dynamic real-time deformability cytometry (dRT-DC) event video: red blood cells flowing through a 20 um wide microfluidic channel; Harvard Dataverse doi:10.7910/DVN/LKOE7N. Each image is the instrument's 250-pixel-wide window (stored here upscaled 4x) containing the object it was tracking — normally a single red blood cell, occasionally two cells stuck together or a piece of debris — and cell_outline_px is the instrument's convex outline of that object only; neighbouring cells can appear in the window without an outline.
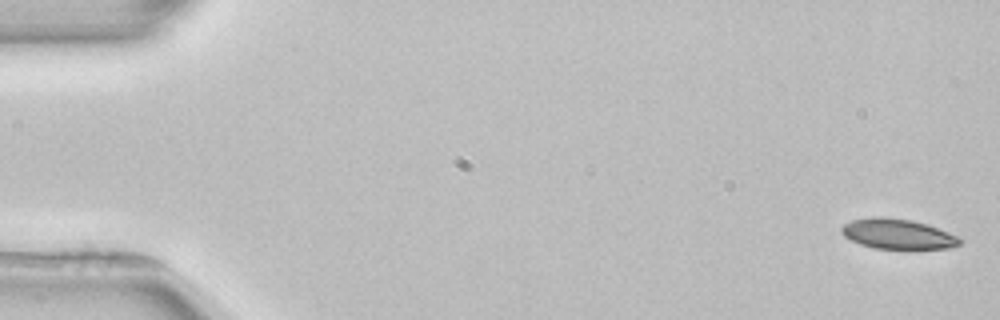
{"species": "common noctule bat (a hibernating species)", "species_latin": "Nyctalus noctula", "temperature_condition": "room temperature", "stored_images_in_passage": 52, "camera_frame_rate_fps": 3000, "um_per_image_px": 0.085, "animal": {"sex": "female", "body_mass_g": 22.7, "forearm_length_mm": 54.2}, "frame": {"image": 1, "passage_image": 1, "time_ms": 0.0, "image_size_px": [1000, 320], "cell_outline_px": [[964, 240], [960, 244], [952, 248], [872, 248], [860, 244], [844, 236], [840, 232], [840, 228], [844, 224], [852, 220], [872, 216], [880, 216], [912, 220], [928, 224], [948, 232]], "centroid_in_image_um": [76.29, 19.87], "position_along_channel_um": 8.7, "area_um2": 20.75}}
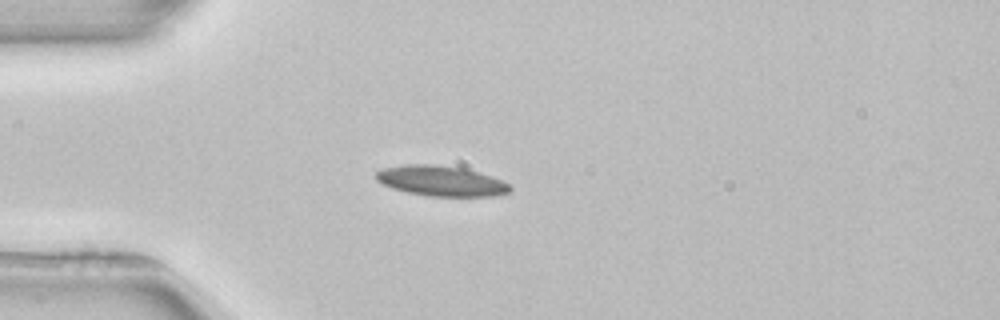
{"frame": {"image": 2, "passage_image": 14, "time_ms": 4.333, "image_size_px": [1000, 320], "cell_outline_px": [[512, 188], [508, 192], [492, 196], [428, 196], [408, 192], [392, 188], [376, 180], [376, 172], [384, 168], [408, 164], [432, 164], [464, 168], [500, 180], [508, 184]], "centroid_in_image_um": [37.46, 15.38], "position_along_channel_um": 47.5, "area_um2": 23.24}}
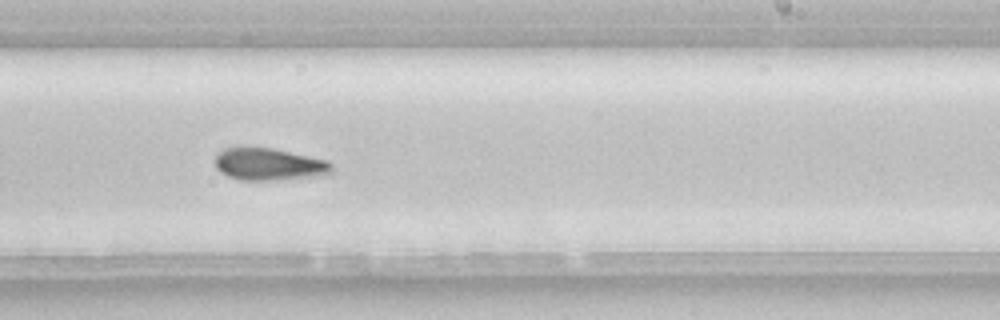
{"frame": {"image": 3, "passage_image": 32, "time_ms": 10.333, "image_size_px": [1000, 320], "cell_outline_px": [[332, 172], [324, 176], [272, 180], [240, 180], [228, 176], [220, 172], [216, 168], [212, 160], [216, 152], [224, 148], [272, 148], [328, 160], [332, 164]], "centroid_in_image_um": [22.84, 13.97], "position_along_channel_um": 266.2, "area_um2": 22.2}, "authors_computed_cell_mechanics": {"area_um2": 21.4727, "velocity_mm_per_s": 3.9212, "shape_relaxation_time_tau1_ms": null, "shape_relaxation_time_tau2_ms": 6.9501, "deformation_change_tau1": null, "deformation_change_tau2": 0.1504}}